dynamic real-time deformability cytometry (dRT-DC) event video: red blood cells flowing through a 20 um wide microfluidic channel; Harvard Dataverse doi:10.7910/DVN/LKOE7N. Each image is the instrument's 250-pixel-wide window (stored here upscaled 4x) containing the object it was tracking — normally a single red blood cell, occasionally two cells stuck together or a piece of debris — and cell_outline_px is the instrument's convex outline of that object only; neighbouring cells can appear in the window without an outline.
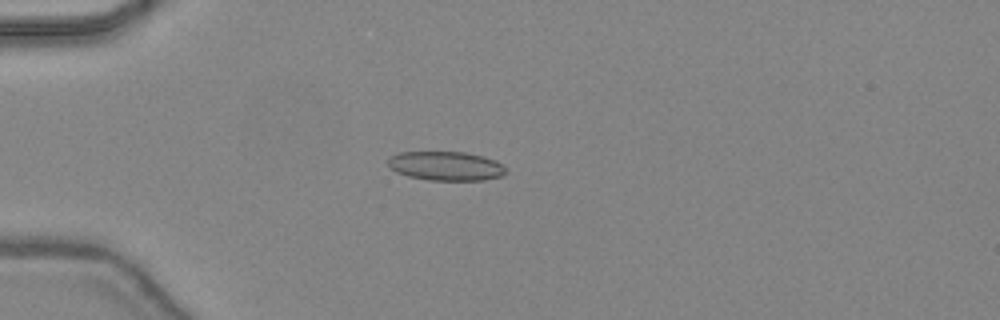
{"species": "common noctule bat (a hibernating species)", "species_latin": "Nyctalus noctula", "temperature_condition": "warm", "stored_images_in_passage": 47, "camera_frame_rate_fps": 3000, "um_per_image_px": 0.085, "animal": {"sex": "female", "body_mass_g": 24.6, "forearm_length_mm": 56.2}, "frame": {"image": 1, "passage_image": 14, "time_ms": 4.333, "image_size_px": [1000, 320], "cell_outline_px": [[508, 172], [500, 176], [484, 180], [428, 180], [408, 176], [396, 172], [388, 164], [388, 156], [400, 152], [464, 152], [484, 156], [496, 160]], "centroid_in_image_um": [37.89, 14.1], "position_along_channel_um": 47.1, "area_um2": 20.0}}
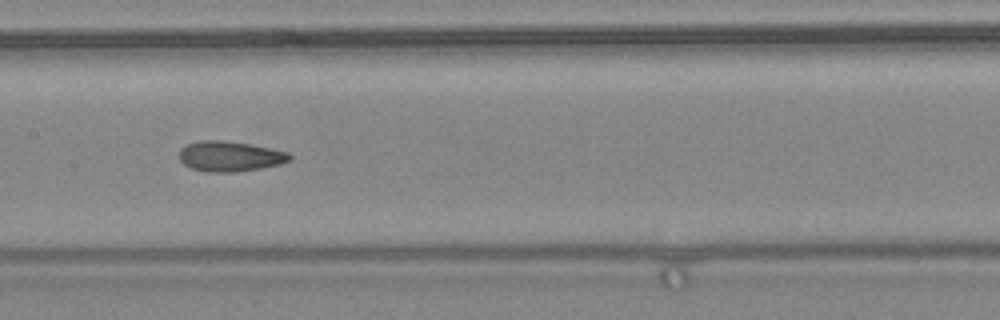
{"frame": {"image": 2, "passage_image": 25, "time_ms": 8.0, "image_size_px": [1000, 320], "cell_outline_px": [[292, 160], [280, 164], [260, 168], [236, 172], [208, 172], [192, 168], [184, 164], [180, 160], [180, 148], [188, 144], [200, 140], [220, 140], [248, 144], [288, 152], [292, 156]], "centroid_in_image_um": [19.54, 13.29], "position_along_channel_um": 187.9, "area_um2": 19.31}}
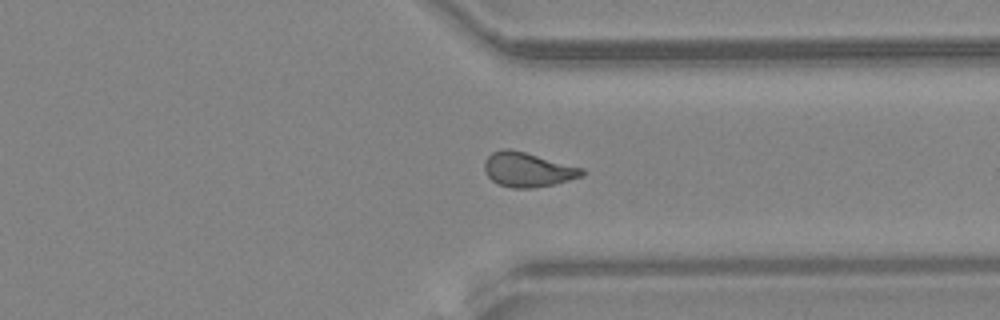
{"frame": {"image": 3, "passage_image": 37, "time_ms": 12.0, "image_size_px": [1000, 320], "cell_outline_px": [[584, 176], [556, 184], [532, 188], [512, 188], [500, 184], [492, 180], [488, 176], [484, 168], [484, 160], [492, 152], [500, 148], [508, 148], [524, 152], [584, 168]], "centroid_in_image_um": [44.86, 14.41], "position_along_channel_um": 366.5, "area_um2": 19.65}, "authors_computed_cell_mechanics": {"area_um2": 19.363, "velocity_mm_per_s": 4.4832, "shape_relaxation_time_tau1_ms": null, "shape_relaxation_time_tau2_ms": 1.5491, "deformation_change_tau1": null, "deformation_change_tau2": 0.0913}}